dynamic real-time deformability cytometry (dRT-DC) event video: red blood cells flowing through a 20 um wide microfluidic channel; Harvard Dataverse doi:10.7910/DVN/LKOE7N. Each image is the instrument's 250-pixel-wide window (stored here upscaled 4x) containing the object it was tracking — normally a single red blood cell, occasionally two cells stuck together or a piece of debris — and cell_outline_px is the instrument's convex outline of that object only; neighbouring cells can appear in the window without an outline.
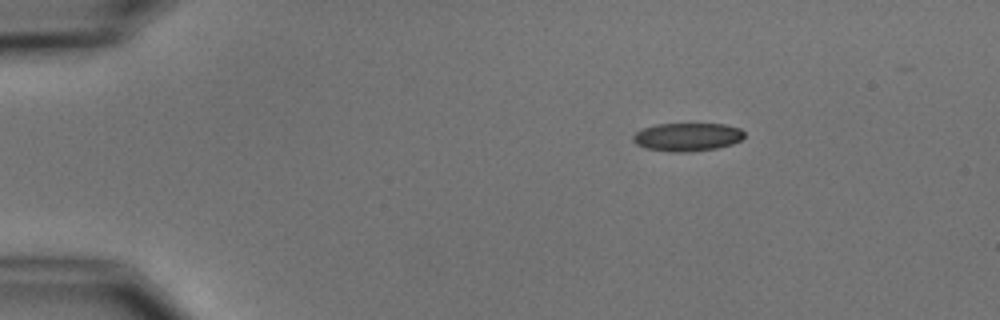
{"species": "common noctule bat (a hibernating species)", "species_latin": "Nyctalus noctula", "temperature_condition": "cold", "stored_images_in_passage": 5, "camera_frame_rate_fps": 3000, "um_per_image_px": 0.085, "animal": {"sex": "male", "body_mass_g": 15.6}, "frame": {"image": 1, "passage_image": 1, "time_ms": 0.0, "image_size_px": [1000, 320], "cell_outline_px": [[744, 136], [740, 140], [732, 144], [716, 148], [688, 152], [668, 152], [644, 148], [636, 144], [632, 140], [632, 136], [636, 132], [644, 128], [656, 124], [724, 124], [740, 128], [744, 132]], "centroid_in_image_um": [58.39, 11.65], "position_along_channel_um": 26.6, "area_um2": 18.38}}
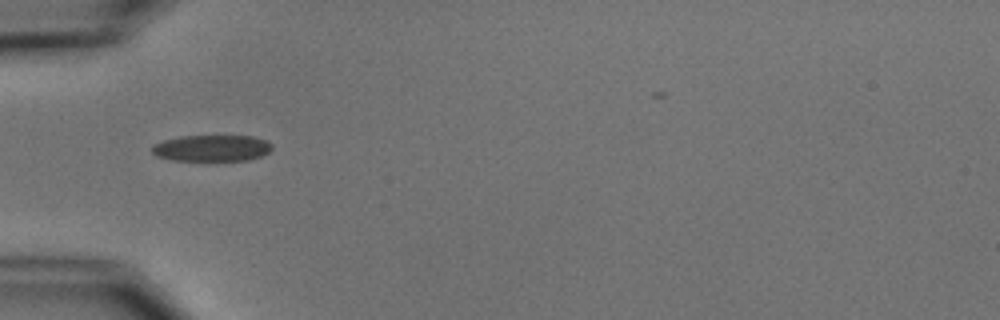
{"frame": {"image": 2, "passage_image": 3, "time_ms": 3.0, "image_size_px": [1000, 320], "cell_outline_px": [[272, 148], [268, 152], [260, 156], [248, 160], [172, 160], [156, 156], [152, 152], [152, 148], [156, 144], [164, 140], [180, 136], [252, 136], [264, 140], [272, 144]], "centroid_in_image_um": [18.0, 12.59], "position_along_channel_um": 67.0, "area_um2": 18.21}}